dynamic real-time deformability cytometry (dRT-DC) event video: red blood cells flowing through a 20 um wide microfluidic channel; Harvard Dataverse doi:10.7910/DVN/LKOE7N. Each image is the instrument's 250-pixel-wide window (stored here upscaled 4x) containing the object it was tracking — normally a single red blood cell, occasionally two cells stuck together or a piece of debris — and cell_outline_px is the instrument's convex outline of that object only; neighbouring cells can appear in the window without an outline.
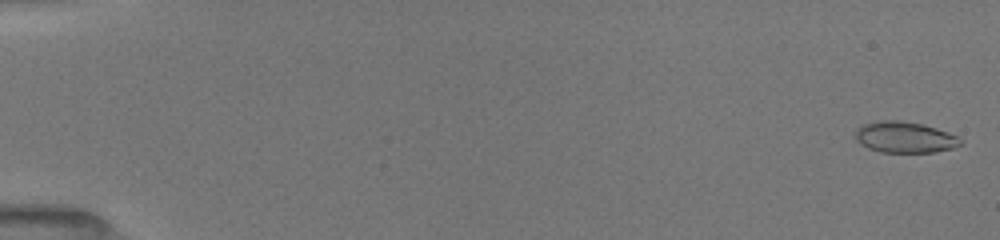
{"species": "common noctule bat (a hibernating species)", "species_latin": "Nyctalus noctula", "temperature_condition": "room temperature", "stored_images_in_passage": 52, "camera_frame_rate_fps": 3000, "um_per_image_px": 0.085, "animal": {"sex": "female", "body_mass_g": 19.5, "forearm_length_mm": 54.1}, "frame": {"image": 1, "passage_image": 1, "time_ms": 0.0, "image_size_px": [1000, 240], "cell_outline_px": [[960, 144], [952, 148], [936, 152], [880, 152], [868, 148], [860, 144], [856, 140], [856, 128], [860, 124], [880, 120], [900, 120], [924, 124], [936, 128], [956, 136], [960, 140]], "centroid_in_image_um": [76.84, 11.65], "position_along_channel_um": 8.2, "area_um2": 19.07}}
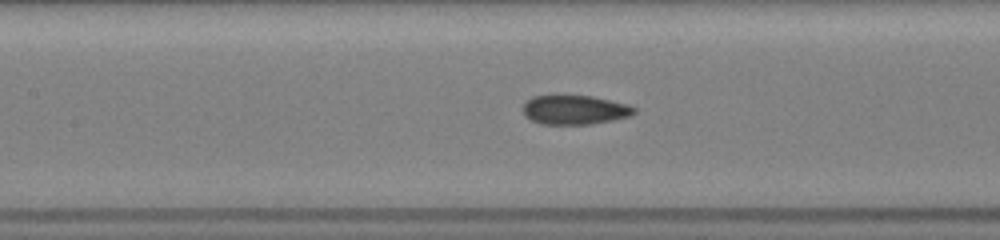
{"frame": {"image": 2, "passage_image": 25, "time_ms": 8.0, "image_size_px": [1000, 240], "cell_outline_px": [[636, 112], [632, 116], [592, 124], [540, 124], [524, 116], [524, 104], [532, 96], [556, 92], [592, 96], [628, 104], [636, 108]], "centroid_in_image_um": [48.83, 9.29], "position_along_channel_um": 158.6, "area_um2": 19.77}}
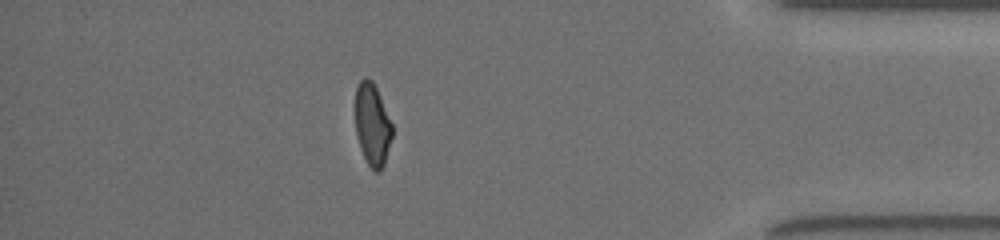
{"frame": {"image": 3, "passage_image": 46, "time_ms": 15.0, "image_size_px": [1000, 240], "cell_outline_px": [[392, 136], [384, 164], [380, 172], [376, 172], [368, 164], [360, 148], [356, 136], [356, 88], [360, 80], [364, 76], [368, 76], [372, 80], [376, 88], [392, 124]], "centroid_in_image_um": [31.64, 10.58], "position_along_channel_um": 403.6, "area_um2": 17.51}, "authors_computed_cell_mechanics": {"area_um2": 19.074, "velocity_mm_per_s": 3.9989, "shape_relaxation_time_tau1_ms": 9.5412, "shape_relaxation_time_tau2_ms": 1.6222, "deformation_change_tau1": 0.2147, "deformation_change_tau2": 0.064}}